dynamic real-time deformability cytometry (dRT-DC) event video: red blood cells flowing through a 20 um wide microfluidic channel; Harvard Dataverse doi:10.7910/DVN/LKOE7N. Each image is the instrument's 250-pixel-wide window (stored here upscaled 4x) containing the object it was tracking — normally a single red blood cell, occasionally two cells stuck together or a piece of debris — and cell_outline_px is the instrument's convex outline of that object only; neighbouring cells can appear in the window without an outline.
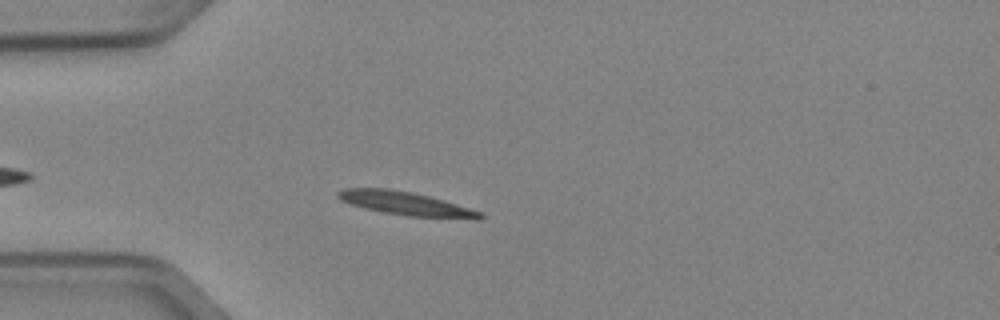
{"species": "Egyptian fruit bat (a non-hibernating species)", "species_latin": "Rousettus aegyptiacus", "temperature_condition": "cold", "stored_images_in_passage": 44, "camera_frame_rate_fps": 3000, "um_per_image_px": 0.085, "animal": {"sex": "female"}, "frame": {"image": 1, "passage_image": 7, "time_ms": 2.0, "image_size_px": [1000, 320], "cell_outline_px": [[484, 216], [480, 220], [476, 220], [408, 216], [384, 212], [364, 208], [340, 200], [336, 196], [336, 192], [344, 188], [388, 188], [412, 192], [444, 200], [484, 212]], "centroid_in_image_um": [34.56, 17.31], "position_along_channel_um": 50.4, "area_um2": 19.77}}
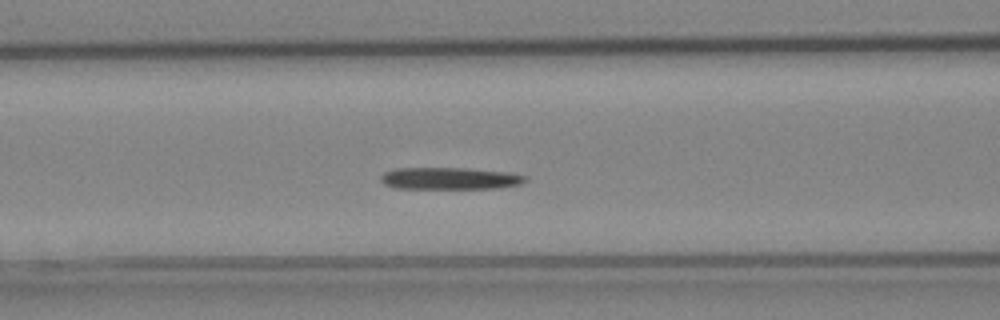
{"frame": {"image": 2, "passage_image": 14, "time_ms": 4.333, "image_size_px": [1000, 320], "cell_outline_px": [[528, 180], [520, 184], [500, 188], [396, 188], [384, 184], [380, 180], [380, 176], [384, 172], [392, 168], [468, 168], [508, 172], [528, 176]], "centroid_in_image_um": [38.24, 15.16], "position_along_channel_um": 128.4, "area_um2": 18.67}}
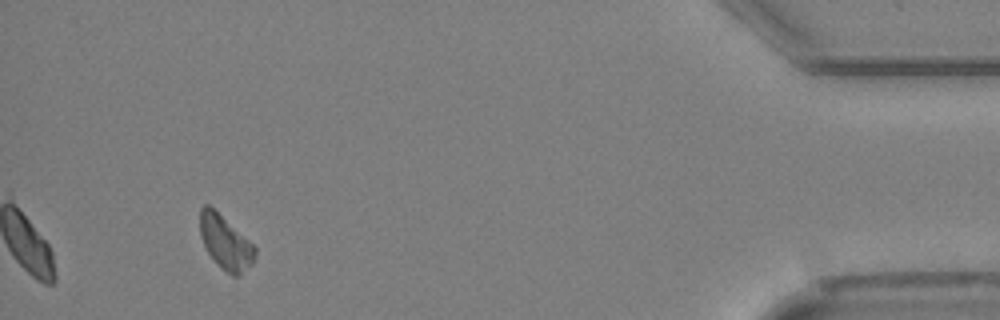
{"frame": {"image": 3, "passage_image": 41, "time_ms": 13.333, "image_size_px": [1000, 320], "cell_outline_px": [[256, 256], [252, 264], [240, 276], [232, 276], [220, 268], [208, 252], [200, 236], [200, 208], [204, 204], [208, 204], [252, 244], [256, 248]], "centroid_in_image_um": [19.16, 20.65], "position_along_channel_um": 416.0, "area_um2": 16.94}}